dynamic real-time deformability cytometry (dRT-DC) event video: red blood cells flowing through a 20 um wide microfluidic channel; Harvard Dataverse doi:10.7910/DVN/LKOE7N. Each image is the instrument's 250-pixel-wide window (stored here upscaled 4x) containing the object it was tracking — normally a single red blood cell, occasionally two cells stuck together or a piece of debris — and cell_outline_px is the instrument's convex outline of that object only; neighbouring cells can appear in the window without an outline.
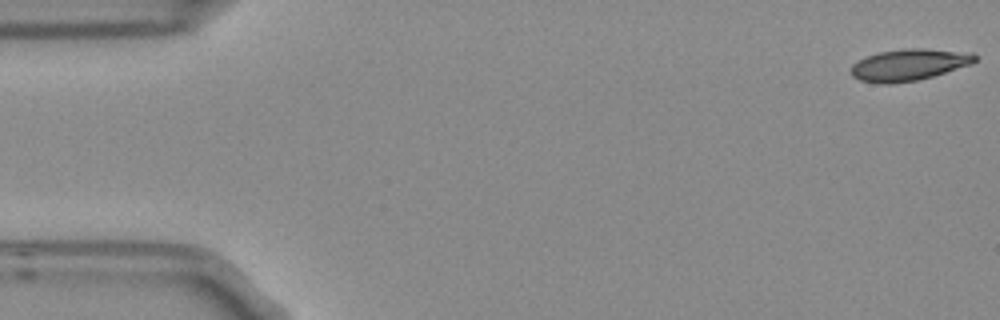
{"species": "Egyptian fruit bat (a non-hibernating species)", "species_latin": "Rousettus aegyptiacus", "temperature_condition": "room temperature", "stored_images_in_passage": 5, "camera_frame_rate_fps": 3000, "um_per_image_px": 0.085, "frame": {"image": 1, "passage_image": 1, "time_ms": 0.0, "image_size_px": [1000, 320], "cell_outline_px": [[976, 60], [972, 64], [932, 76], [916, 80], [892, 84], [880, 84], [860, 80], [852, 76], [852, 64], [868, 56], [880, 52], [904, 48], [924, 48], [972, 52], [976, 56]], "centroid_in_image_um": [77.29, 5.5], "position_along_channel_um": 7.7, "area_um2": 22.77}}
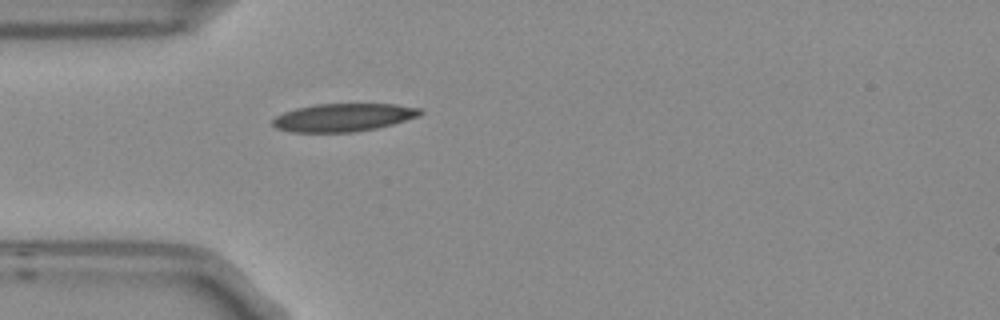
{"frame": {"image": 2, "passage_image": 5, "time_ms": 1.333, "image_size_px": [1000, 320], "cell_outline_px": [[424, 112], [420, 116], [392, 124], [376, 128], [352, 132], [292, 132], [276, 128], [272, 124], [272, 120], [276, 116], [284, 112], [296, 108], [316, 104], [396, 104], [420, 108]], "centroid_in_image_um": [29.19, 9.98], "position_along_channel_um": 55.8, "area_um2": 24.04}}